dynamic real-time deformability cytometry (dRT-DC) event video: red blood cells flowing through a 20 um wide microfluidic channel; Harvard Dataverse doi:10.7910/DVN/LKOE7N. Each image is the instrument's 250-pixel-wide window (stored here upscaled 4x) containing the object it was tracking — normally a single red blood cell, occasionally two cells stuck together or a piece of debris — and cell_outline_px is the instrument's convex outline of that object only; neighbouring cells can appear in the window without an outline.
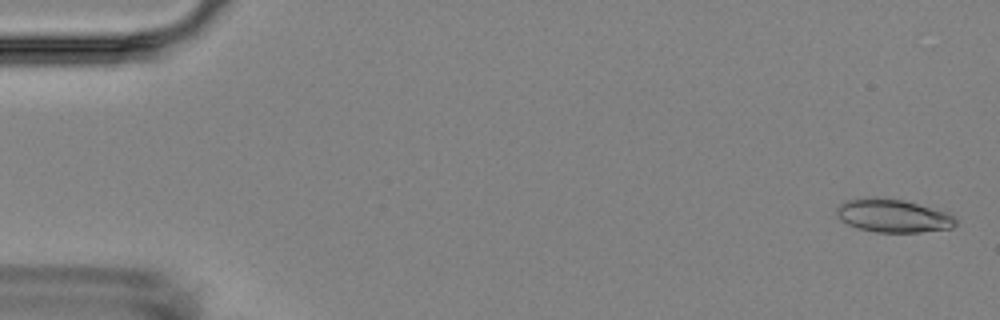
{"species": "Egyptian fruit bat (a non-hibernating species)", "species_latin": "Rousettus aegyptiacus", "temperature_condition": "room temperature", "stored_images_in_passage": 6, "camera_frame_rate_fps": 3000, "um_per_image_px": 0.085, "animal": {"sex": "female"}, "frame": {"image": 1, "passage_image": 1, "time_ms": 0.0, "image_size_px": [1000, 320], "cell_outline_px": [[956, 224], [952, 228], [920, 232], [876, 232], [856, 228], [840, 220], [836, 216], [836, 208], [840, 204], [848, 200], [864, 196], [876, 196], [904, 200], [948, 212], [956, 216]], "centroid_in_image_um": [75.89, 18.32], "position_along_channel_um": 9.1, "area_um2": 23.47}}